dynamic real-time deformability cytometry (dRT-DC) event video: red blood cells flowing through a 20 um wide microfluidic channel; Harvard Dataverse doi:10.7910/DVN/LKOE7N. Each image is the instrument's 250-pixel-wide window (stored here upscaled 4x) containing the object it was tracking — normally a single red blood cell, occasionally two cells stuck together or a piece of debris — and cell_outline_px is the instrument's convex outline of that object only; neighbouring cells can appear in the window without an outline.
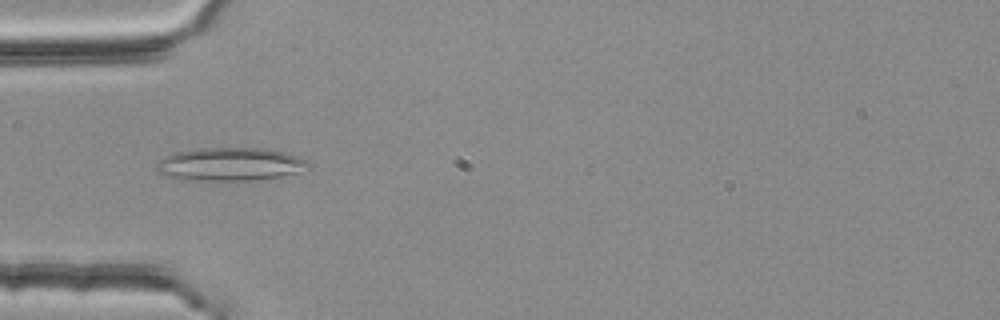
{"species": "common noctule bat (a hibernating species)", "species_latin": "Nyctalus noctula", "temperature_condition": "room temperature", "stored_images_in_passage": 3, "camera_frame_rate_fps": 3000, "um_per_image_px": 0.085, "animal": {"sex": "female", "body_mass_g": 25.1}, "frame": {"image": 1, "passage_image": 3, "time_ms": 0.667, "image_size_px": [1000, 320], "cell_outline_px": [[312, 168], [300, 172], [280, 176], [256, 180], [184, 180], [164, 176], [156, 172], [156, 164], [160, 160], [172, 152], [200, 148], [264, 148], [284, 152], [308, 160], [312, 164]], "centroid_in_image_um": [19.57, 13.96], "position_along_channel_um": 65.4, "area_um2": 29.77}}